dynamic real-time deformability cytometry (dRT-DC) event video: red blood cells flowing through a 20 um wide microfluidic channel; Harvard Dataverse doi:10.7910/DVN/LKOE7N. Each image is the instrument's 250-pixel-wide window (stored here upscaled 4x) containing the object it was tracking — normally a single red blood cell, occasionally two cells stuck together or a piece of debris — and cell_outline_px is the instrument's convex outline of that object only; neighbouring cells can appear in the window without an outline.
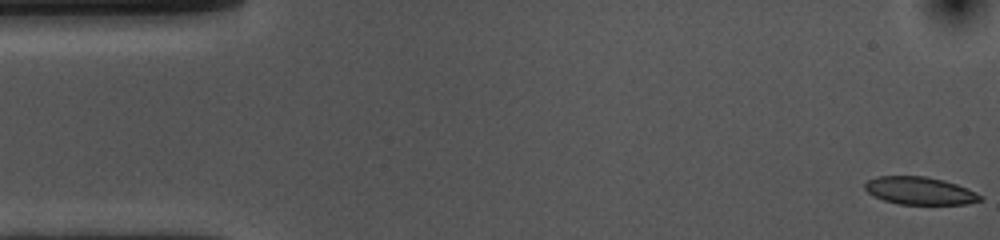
{"species": "common noctule bat (a hibernating species)", "species_latin": "Nyctalus noctula", "temperature_condition": "cold", "stored_images_in_passage": 55, "camera_frame_rate_fps": 3000, "um_per_image_px": 0.085, "animal": {"sex": "female", "body_mass_g": 10.0, "forearm_length_mm": 53.1}, "frame": {"image": 1, "passage_image": 1, "time_ms": 0.0, "image_size_px": [1000, 240], "cell_outline_px": [[984, 200], [964, 204], [900, 204], [884, 200], [872, 196], [864, 188], [864, 184], [868, 180], [876, 176], [924, 176], [944, 180], [968, 188], [984, 196]], "centroid_in_image_um": [78.19, 16.21], "position_along_channel_um": 6.8, "area_um2": 18.73}}
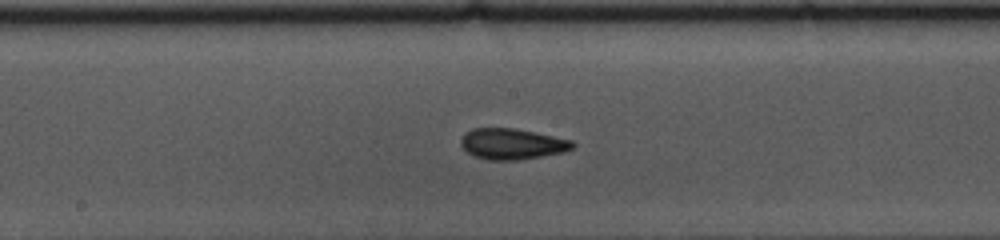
{"frame": {"image": 2, "passage_image": 27, "time_ms": 8.667, "image_size_px": [1000, 240], "cell_outline_px": [[576, 144], [572, 148], [564, 152], [516, 160], [488, 160], [476, 156], [468, 152], [460, 144], [460, 140], [472, 128], [516, 128], [572, 140]], "centroid_in_image_um": [43.55, 12.23], "position_along_channel_um": 204.7, "area_um2": 19.88}}
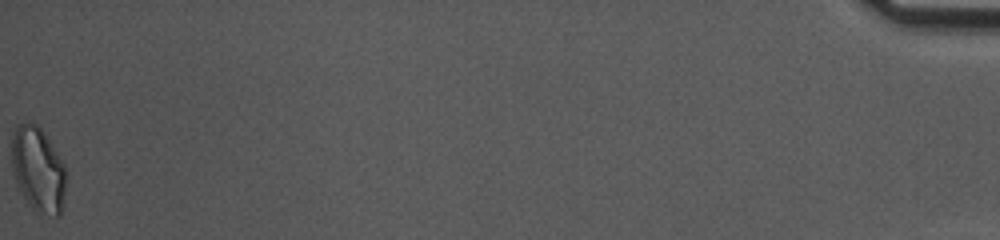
{"frame": {"image": 3, "passage_image": 55, "time_ms": 18.0, "image_size_px": [1000, 240], "cell_outline_px": [[68, 176], [64, 204], [60, 216], [40, 216], [28, 204], [16, 180], [12, 168], [12, 132], [20, 124], [28, 120], [32, 120], [40, 128], [64, 164], [68, 172]], "centroid_in_image_um": [3.28, 14.46], "position_along_channel_um": 431.9, "area_um2": 27.4}, "authors_computed_cell_mechanics": {"area_um2": 19.7098, "velocity_mm_per_s": 3.5865, "shape_relaxation_time_tau1_ms": 9.8875, "shape_relaxation_time_tau2_ms": 2.8278, "deformation_change_tau1": 0.1783, "deformation_change_tau2": 0.0748}}